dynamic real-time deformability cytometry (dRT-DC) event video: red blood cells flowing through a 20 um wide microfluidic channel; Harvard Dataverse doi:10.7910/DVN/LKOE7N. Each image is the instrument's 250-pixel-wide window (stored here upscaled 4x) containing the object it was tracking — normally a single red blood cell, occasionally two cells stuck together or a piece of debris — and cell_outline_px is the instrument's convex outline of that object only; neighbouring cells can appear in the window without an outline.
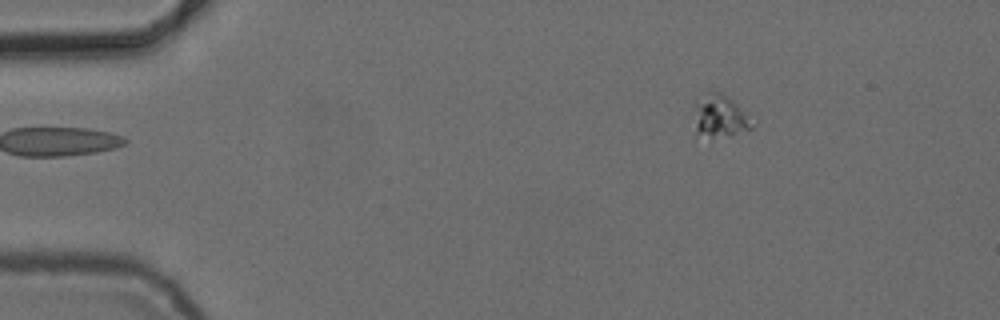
{"species": "common noctule bat (a hibernating species)", "species_latin": "Nyctalus noctula", "temperature_condition": "cold", "stored_images_in_passage": 3, "camera_frame_rate_fps": 3000, "um_per_image_px": 0.085, "animal": {"sex": "female", "body_mass_g": 24.6, "forearm_length_mm": 56.2}, "frame": {"image": 1, "passage_image": 1, "time_ms": 0.0, "image_size_px": [1000, 320], "cell_outline_px": [[756, 124], [752, 128], [732, 136], [712, 136], [696, 132], [696, 104], [712, 88], [720, 92], [756, 112]], "centroid_in_image_um": [61.43, 9.83], "position_along_channel_um": 23.6, "area_um2": 15.03}}
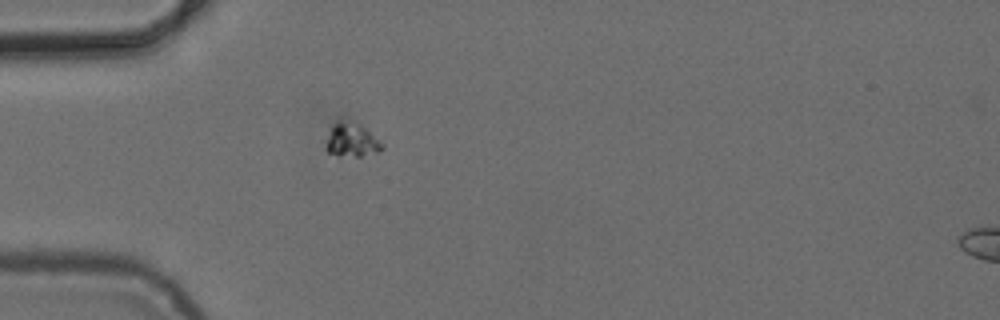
{"frame": {"image": 2, "passage_image": 3, "time_ms": 2.667, "image_size_px": [1000, 320], "cell_outline_px": [[384, 148], [376, 152], [360, 156], [336, 156], [328, 152], [324, 148], [328, 124], [336, 116], [340, 116], [364, 128], [380, 140], [384, 144]], "centroid_in_image_um": [29.76, 11.83], "position_along_channel_um": 55.2, "area_um2": 11.79}}